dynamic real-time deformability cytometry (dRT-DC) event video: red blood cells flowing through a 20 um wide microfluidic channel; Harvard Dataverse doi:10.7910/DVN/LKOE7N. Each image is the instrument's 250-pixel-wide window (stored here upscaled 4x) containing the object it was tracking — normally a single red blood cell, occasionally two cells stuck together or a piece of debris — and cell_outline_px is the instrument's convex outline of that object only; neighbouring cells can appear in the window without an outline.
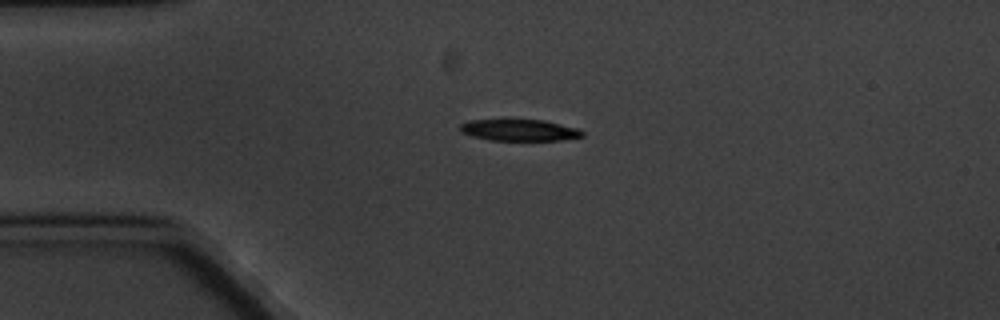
{"species": "common noctule bat (a hibernating species)", "species_latin": "Nyctalus noctula", "temperature_condition": "cold", "stored_images_in_passage": 1, "camera_frame_rate_fps": 3000, "um_per_image_px": 0.085, "animal": {"sex": "male", "body_mass_g": 20.1, "forearm_length_mm": 53.5}, "frame": {"image": 1, "passage_image": 1, "time_ms": 0.0, "image_size_px": [1000, 320], "cell_outline_px": [[584, 136], [560, 140], [492, 140], [472, 136], [460, 132], [460, 124], [468, 120], [504, 116], [508, 116], [544, 120], [580, 128], [584, 132]], "centroid_in_image_um": [44.09, 10.99], "position_along_channel_um": 40.9, "area_um2": 16.47}}